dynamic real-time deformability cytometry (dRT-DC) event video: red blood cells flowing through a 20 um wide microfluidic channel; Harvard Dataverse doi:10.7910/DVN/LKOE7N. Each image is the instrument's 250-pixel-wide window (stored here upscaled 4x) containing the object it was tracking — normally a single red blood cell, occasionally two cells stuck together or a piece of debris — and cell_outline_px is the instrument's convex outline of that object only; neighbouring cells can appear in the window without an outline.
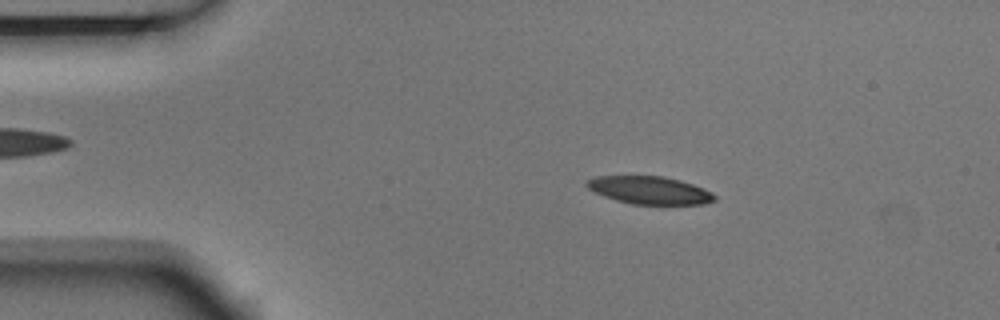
{"species": "Egyptian fruit bat (a non-hibernating species)", "species_latin": "Rousettus aegyptiacus", "temperature_condition": "room temperature", "stored_images_in_passage": 6, "camera_frame_rate_fps": 3000, "um_per_image_px": 0.085, "animal": {"sex": "male"}, "frame": {"image": 1, "passage_image": 2, "time_ms": 0.333, "image_size_px": [1000, 320], "cell_outline_px": [[716, 200], [704, 204], [632, 204], [616, 200], [604, 196], [588, 188], [584, 184], [588, 180], [596, 176], [664, 176], [680, 180], [704, 188], [712, 192], [716, 196]], "centroid_in_image_um": [55.24, 16.17], "position_along_channel_um": 29.8, "area_um2": 20.63}}
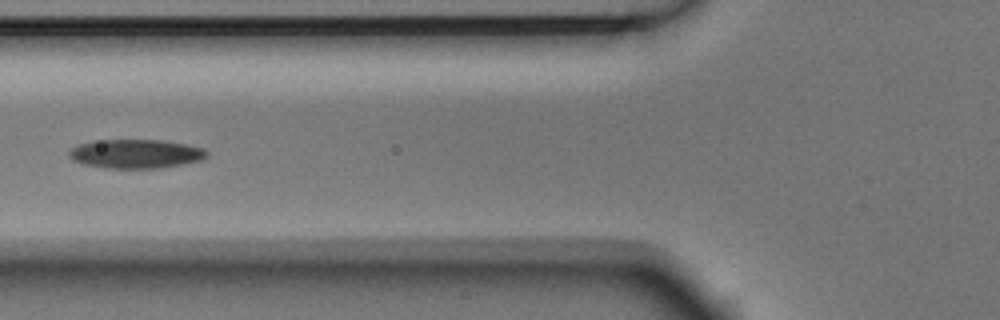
{"frame": {"image": 2, "passage_image": 5, "time_ms": 1.333, "image_size_px": [1000, 320], "cell_outline_px": [[208, 156], [204, 160], [160, 168], [104, 168], [84, 164], [72, 160], [68, 156], [68, 152], [72, 148], [80, 144], [104, 140], [164, 140], [188, 144], [204, 148], [208, 152]], "centroid_in_image_um": [11.6, 13.08], "position_along_channel_um": 114.2, "area_um2": 23.35}}
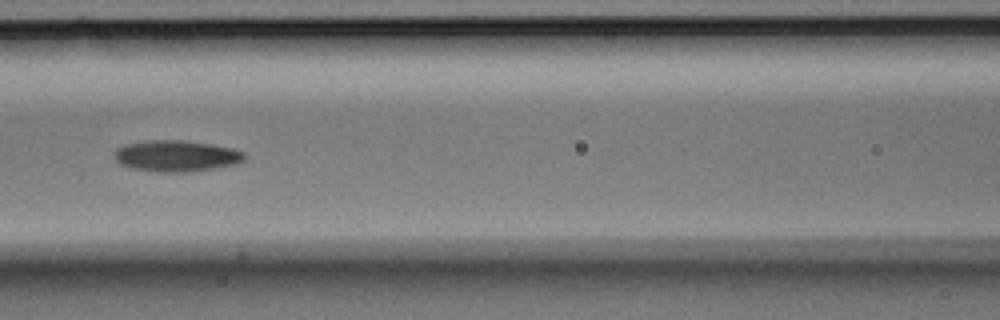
{"frame": {"image": 3, "passage_image": 6, "time_ms": 1.667, "image_size_px": [1000, 320], "cell_outline_px": [[244, 160], [236, 164], [216, 168], [184, 172], [160, 172], [132, 168], [120, 164], [116, 160], [116, 148], [124, 144], [152, 140], [180, 140], [212, 144], [232, 148], [244, 152]], "centroid_in_image_um": [15.0, 13.25], "position_along_channel_um": 151.6, "area_um2": 23.52}}